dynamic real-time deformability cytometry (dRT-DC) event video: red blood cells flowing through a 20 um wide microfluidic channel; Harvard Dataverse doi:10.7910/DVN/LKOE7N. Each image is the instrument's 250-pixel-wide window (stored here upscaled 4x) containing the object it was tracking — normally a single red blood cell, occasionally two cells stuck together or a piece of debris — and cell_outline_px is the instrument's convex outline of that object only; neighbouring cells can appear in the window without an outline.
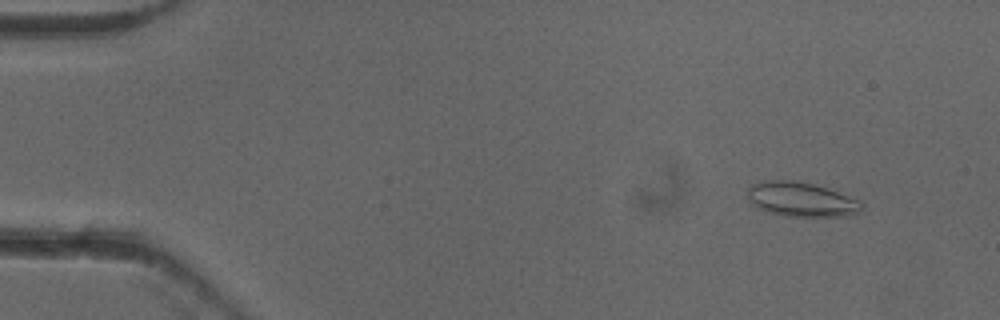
{"species": "common noctule bat (a hibernating species)", "species_latin": "Nyctalus noctula", "temperature_condition": "cold", "stored_images_in_passage": 52, "camera_frame_rate_fps": 3000, "um_per_image_px": 0.085, "animal": {"sex": "female"}, "frame": {"image": 1, "passage_image": 5, "time_ms": 1.333, "image_size_px": [1000, 320], "cell_outline_px": [[864, 208], [860, 212], [852, 216], [784, 216], [768, 212], [756, 208], [752, 204], [748, 196], [748, 188], [752, 184], [772, 180], [796, 180], [812, 184], [860, 200], [864, 204]], "centroid_in_image_um": [68.13, 16.97], "position_along_channel_um": 16.9, "area_um2": 22.89}}
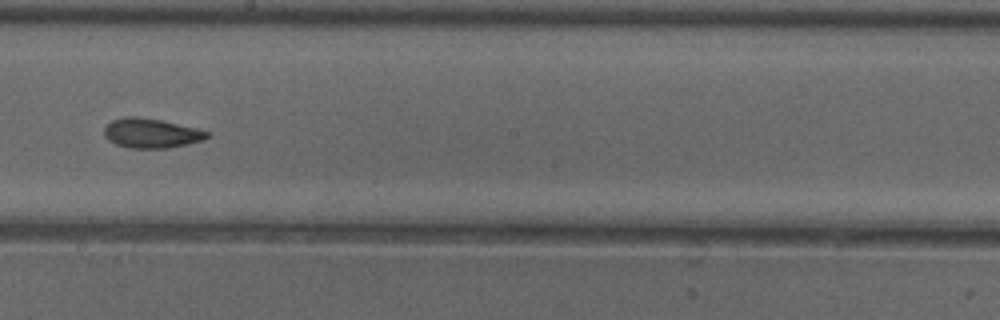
{"frame": {"image": 2, "passage_image": 30, "time_ms": 9.667, "image_size_px": [1000, 320], "cell_outline_px": [[212, 136], [204, 140], [168, 148], [128, 148], [116, 144], [108, 140], [104, 136], [104, 128], [112, 120], [124, 116], [136, 116], [160, 120], [196, 128], [208, 132]], "centroid_in_image_um": [12.84, 11.32], "position_along_channel_um": 235.4, "area_um2": 17.74}}
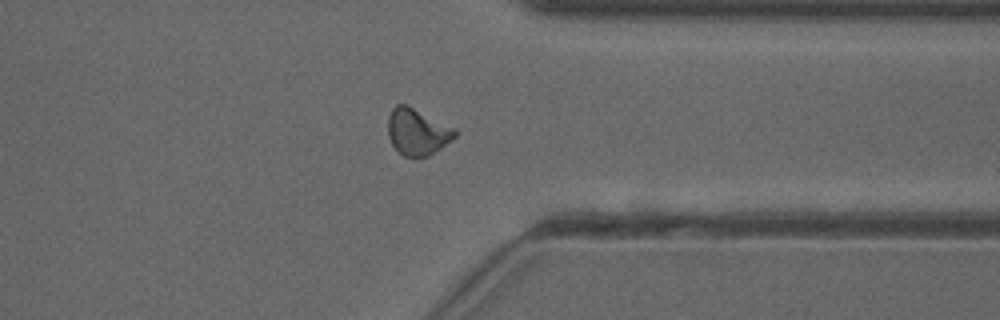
{"frame": {"image": 3, "passage_image": 41, "time_ms": 13.333, "image_size_px": [1000, 320], "cell_outline_px": [[456, 136], [452, 140], [428, 156], [404, 156], [392, 144], [388, 136], [388, 116], [392, 108], [396, 104], [408, 104], [456, 128]], "centroid_in_image_um": [35.48, 11.16], "position_along_channel_um": 375.9, "area_um2": 18.21}, "authors_computed_cell_mechanics": {"area_um2": 17.8891, "velocity_mm_per_s": 3.9367, "shape_relaxation_time_tau1_ms": null, "shape_relaxation_time_tau2_ms": 2.8447, "deformation_change_tau1": null, "deformation_change_tau2": 0.094}}